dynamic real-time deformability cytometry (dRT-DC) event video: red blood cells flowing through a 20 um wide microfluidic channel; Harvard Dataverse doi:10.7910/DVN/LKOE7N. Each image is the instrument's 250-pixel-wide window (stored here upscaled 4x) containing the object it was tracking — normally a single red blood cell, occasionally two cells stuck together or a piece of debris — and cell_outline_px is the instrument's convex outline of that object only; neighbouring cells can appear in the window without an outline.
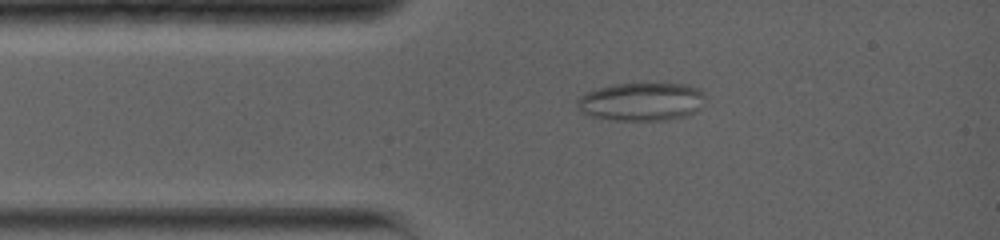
{"species": "common noctule bat (a hibernating species)", "species_latin": "Nyctalus noctula", "temperature_condition": "warm", "stored_images_in_passage": 17, "camera_frame_rate_fps": 5000, "um_per_image_px": 0.085, "animal": {"sex": "female", "body_mass_g": 19.0, "forearm_length_mm": 56.7}, "frame": {"image": 1, "passage_image": 3, "time_ms": 1.6, "image_size_px": [1000, 240], "cell_outline_px": [[704, 96], [700, 108], [696, 112], [684, 116], [668, 120], [612, 120], [584, 116], [576, 104], [576, 100], [580, 96], [588, 92], [600, 88], [616, 84], [688, 84], [700, 88], [704, 92]], "centroid_in_image_um": [54.52, 8.66], "position_along_channel_um": 30.5, "area_um2": 28.67}}
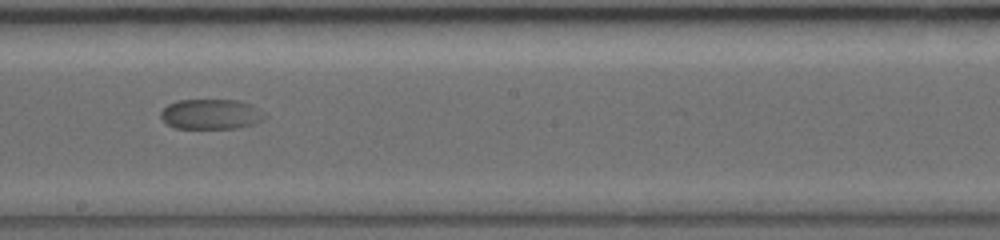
{"frame": {"image": 2, "passage_image": 9, "time_ms": 7.4, "image_size_px": [1000, 240], "cell_outline_px": [[268, 116], [264, 120], [252, 124], [236, 128], [172, 128], [160, 116], [160, 112], [168, 104], [176, 100], [240, 100], [252, 104], [264, 112]], "centroid_in_image_um": [17.96, 9.7], "position_along_channel_um": 230.2, "area_um2": 18.44}}
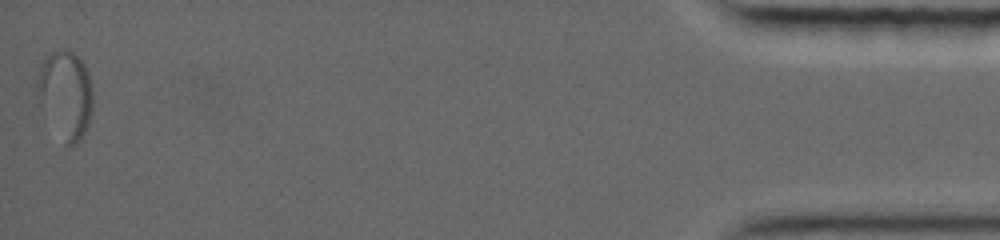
{"frame": {"image": 3, "passage_image": 17, "time_ms": 16.4, "image_size_px": [1000, 240], "cell_outline_px": [[92, 112], [88, 124], [84, 132], [76, 144], [72, 148], [64, 148], [40, 104], [36, 88], [36, 80], [40, 68], [44, 60], [52, 52], [68, 48], [84, 64], [88, 72], [92, 88]], "centroid_in_image_um": [5.57, 8.1], "position_along_channel_um": 429.6, "area_um2": 28.73}}